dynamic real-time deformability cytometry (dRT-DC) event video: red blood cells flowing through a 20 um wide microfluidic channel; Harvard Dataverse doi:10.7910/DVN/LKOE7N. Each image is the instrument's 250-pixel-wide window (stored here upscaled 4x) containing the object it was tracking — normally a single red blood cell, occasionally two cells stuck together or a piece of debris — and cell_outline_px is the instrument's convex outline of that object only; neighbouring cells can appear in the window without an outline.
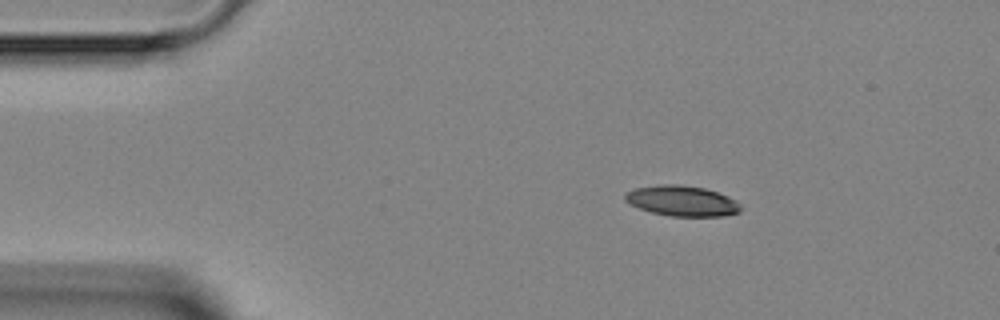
{"species": "Egyptian fruit bat (a non-hibernating species)", "species_latin": "Rousettus aegyptiacus", "temperature_condition": "room temperature", "stored_images_in_passage": 3, "camera_frame_rate_fps": 3000, "um_per_image_px": 0.085, "animal": {"sex": "female"}, "frame": {"image": 1, "passage_image": 2, "time_ms": 1.333, "image_size_px": [1000, 320], "cell_outline_px": [[740, 212], [724, 216], [672, 216], [652, 212], [628, 204], [624, 200], [624, 196], [628, 192], [636, 188], [660, 184], [676, 184], [704, 188], [728, 196], [736, 200], [740, 204]], "centroid_in_image_um": [57.97, 17.08], "position_along_channel_um": 27.0, "area_um2": 20.4}}